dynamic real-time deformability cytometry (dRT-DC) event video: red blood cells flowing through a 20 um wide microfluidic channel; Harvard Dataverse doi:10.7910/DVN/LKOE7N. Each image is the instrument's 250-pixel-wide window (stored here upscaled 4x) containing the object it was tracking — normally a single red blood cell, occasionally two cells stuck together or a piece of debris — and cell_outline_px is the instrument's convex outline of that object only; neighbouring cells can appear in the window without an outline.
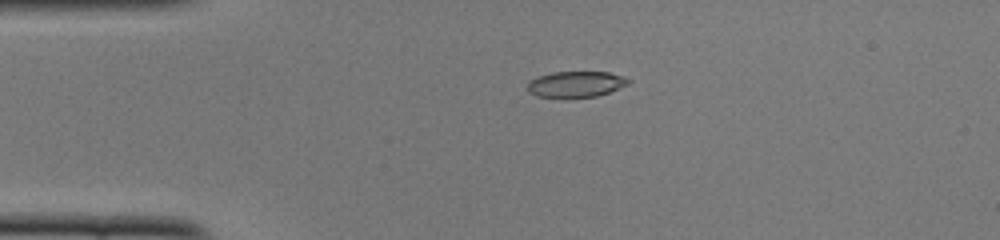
{"species": "common noctule bat (a hibernating species)", "species_latin": "Nyctalus noctula", "temperature_condition": "cold", "stored_images_in_passage": 41, "camera_frame_rate_fps": 3000, "um_per_image_px": 0.085, "animal": {"sex": "female", "body_mass_g": 22.0, "forearm_length_mm": 56.7}, "frame": {"image": 1, "passage_image": 1, "time_ms": 0.0, "image_size_px": [1000, 240], "cell_outline_px": [[632, 80], [628, 84], [608, 92], [596, 96], [536, 96], [528, 92], [528, 80], [552, 72], [608, 72], [624, 76]], "centroid_in_image_um": [48.96, 7.13], "position_along_channel_um": 36.0, "area_um2": 14.91}}
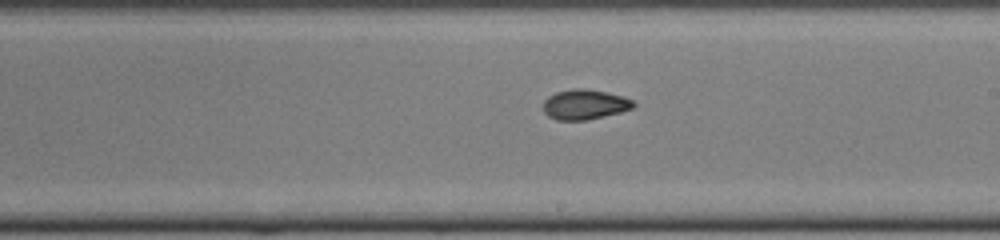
{"frame": {"image": 2, "passage_image": 19, "time_ms": 6.0, "image_size_px": [1000, 240], "cell_outline_px": [[636, 104], [632, 108], [620, 112], [588, 120], [556, 120], [548, 116], [544, 112], [544, 100], [548, 96], [556, 92], [572, 88], [584, 88], [608, 92], [624, 96], [632, 100]], "centroid_in_image_um": [49.7, 8.87], "position_along_channel_um": 239.3, "area_um2": 15.9}}
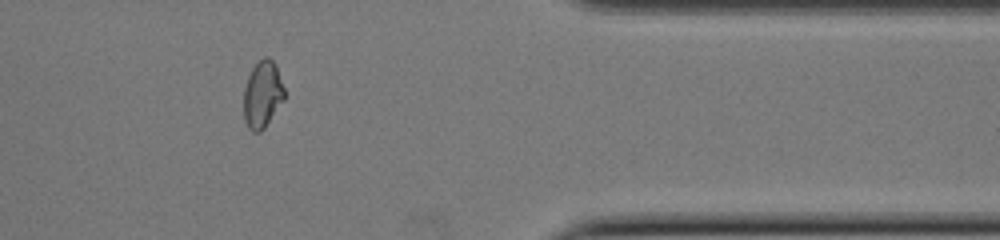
{"frame": {"image": 3, "passage_image": 32, "time_ms": 10.333, "image_size_px": [1000, 240], "cell_outline_px": [[284, 100], [264, 128], [260, 132], [252, 132], [248, 128], [244, 120], [244, 88], [248, 76], [252, 68], [264, 56], [268, 56], [276, 64], [284, 88]], "centroid_in_image_um": [22.31, 8.02], "position_along_channel_um": 389.1, "area_um2": 15.9}, "authors_computed_cell_mechanics": {"area_um2": 15.895, "velocity_mm_per_s": 3.9253, "shape_relaxation_time_tau1_ms": 8.0002, "shape_relaxation_time_tau2_ms": 2.3476, "deformation_change_tau1": 0.2204, "deformation_change_tau2": 0.0613}}